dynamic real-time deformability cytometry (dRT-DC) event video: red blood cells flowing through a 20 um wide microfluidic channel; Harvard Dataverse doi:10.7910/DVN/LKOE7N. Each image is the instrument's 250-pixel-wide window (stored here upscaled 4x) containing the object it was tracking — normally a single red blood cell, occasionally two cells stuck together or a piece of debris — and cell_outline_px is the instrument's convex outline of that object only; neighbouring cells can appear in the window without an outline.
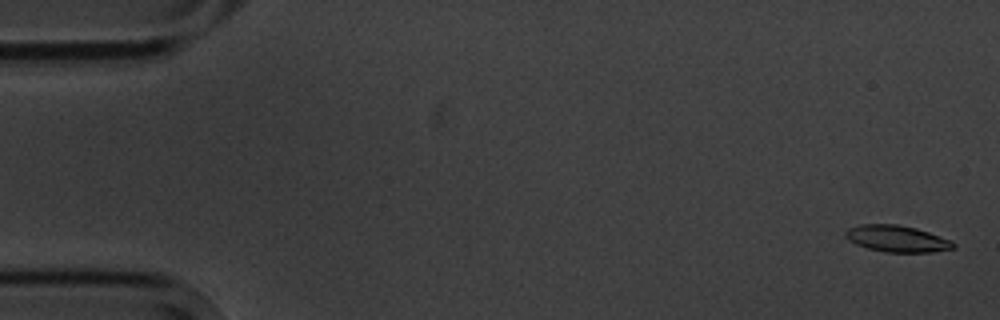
{"species": "common noctule bat (a hibernating species)", "species_latin": "Nyctalus noctula", "temperature_condition": "cold", "stored_images_in_passage": 6, "camera_frame_rate_fps": 3000, "um_per_image_px": 0.085, "animal": {"sex": "male", "body_mass_g": 20.1, "forearm_length_mm": 53.5}, "frame": {"image": 1, "passage_image": 1, "time_ms": 0.0, "image_size_px": [1000, 320], "cell_outline_px": [[956, 248], [932, 252], [884, 252], [868, 248], [856, 244], [848, 240], [844, 236], [844, 232], [848, 228], [860, 224], [896, 224], [916, 228], [952, 240], [956, 244]], "centroid_in_image_um": [76.24, 20.29], "position_along_channel_um": 8.8, "area_um2": 16.82}}